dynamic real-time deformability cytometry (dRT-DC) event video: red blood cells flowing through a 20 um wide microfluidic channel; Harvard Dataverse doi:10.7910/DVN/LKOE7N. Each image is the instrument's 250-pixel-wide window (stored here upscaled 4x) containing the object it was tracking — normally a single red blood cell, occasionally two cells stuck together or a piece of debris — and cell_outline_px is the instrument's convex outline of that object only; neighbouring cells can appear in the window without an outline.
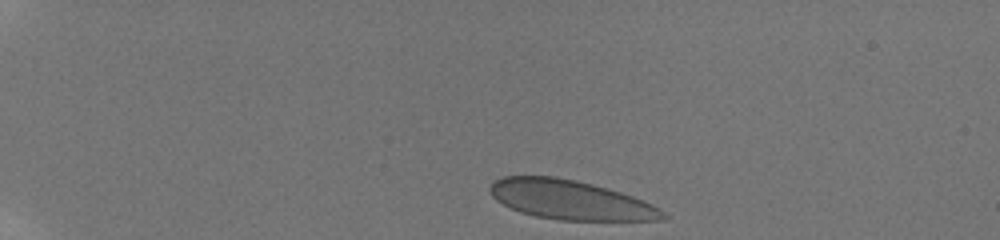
{"species": "human", "species_latin": "Homo sapiens", "temperature_condition": "room temperature", "stored_images_in_passage": 32, "camera_frame_rate_fps": 3000, "um_per_image_px": 0.085, "donor": {"sex": "male"}, "frame": {"image": 1, "passage_image": 1, "time_ms": 0.0, "image_size_px": [1000, 240], "cell_outline_px": [[668, 216], [664, 220], [560, 220], [536, 216], [520, 212], [496, 200], [492, 196], [488, 188], [492, 180], [504, 176], [556, 176], [576, 180], [608, 188], [632, 196], [652, 204], [664, 212]], "centroid_in_image_um": [48.45, 16.98], "position_along_channel_um": 36.5, "area_um2": 39.59}}
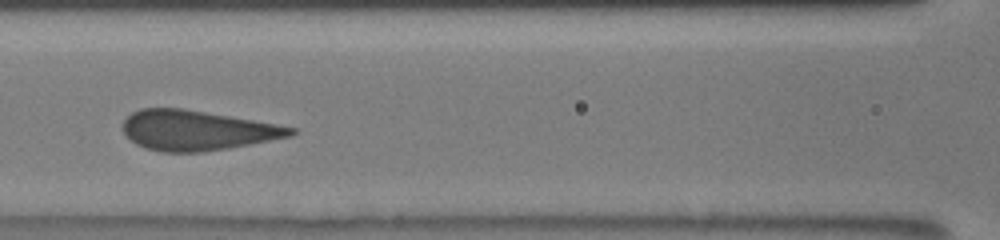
{"frame": {"image": 2, "passage_image": 13, "time_ms": 5.333, "image_size_px": [1000, 240], "cell_outline_px": [[300, 132], [292, 136], [228, 148], [204, 152], [160, 152], [144, 148], [136, 144], [124, 136], [124, 120], [132, 112], [140, 108], [180, 108], [276, 124], [296, 128]], "centroid_in_image_um": [16.72, 11.09], "position_along_channel_um": 149.9, "area_um2": 38.96}}
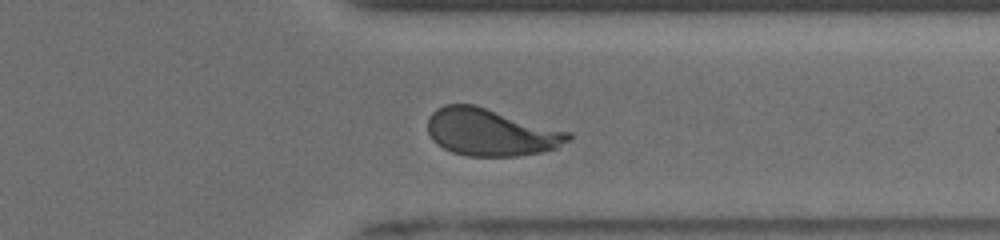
{"frame": {"image": 3, "passage_image": 27, "time_ms": 11.0, "image_size_px": [1000, 240], "cell_outline_px": [[572, 140], [556, 148], [540, 152], [516, 156], [468, 156], [452, 152], [436, 144], [432, 140], [428, 132], [428, 116], [436, 108], [444, 104], [476, 104], [572, 132]], "centroid_in_image_um": [41.73, 11.22], "position_along_channel_um": 369.7, "area_um2": 39.25}, "authors_computed_cell_mechanics": {"area_um2": 39.882, "velocity_mm_per_s": 3.8828, "shape_relaxation_time_tau1_ms": 5.2675, "shape_relaxation_time_tau2_ms": null, "deformation_change_tau1": 0.1555, "deformation_change_tau2": null}}